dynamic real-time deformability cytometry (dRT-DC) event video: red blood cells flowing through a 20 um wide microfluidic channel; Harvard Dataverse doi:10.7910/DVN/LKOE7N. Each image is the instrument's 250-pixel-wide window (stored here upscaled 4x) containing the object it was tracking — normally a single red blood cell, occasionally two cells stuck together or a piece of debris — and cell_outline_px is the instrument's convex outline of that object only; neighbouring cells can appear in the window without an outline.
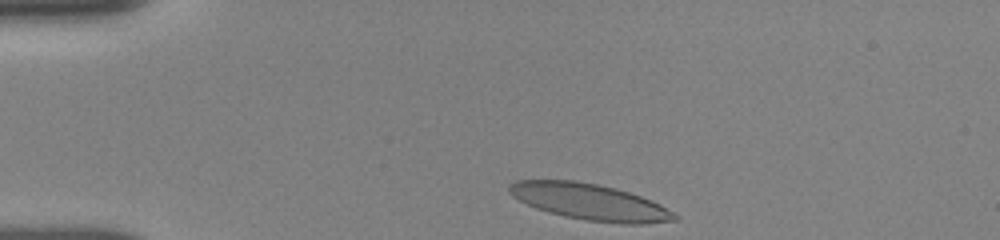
{"species": "human", "species_latin": "Homo sapiens", "temperature_condition": "room temperature", "stored_images_in_passage": 31, "camera_frame_rate_fps": 3000, "um_per_image_px": 0.085, "donor": {"sex": "female"}, "frame": {"image": 1, "passage_image": 1, "time_ms": 0.0, "image_size_px": [1000, 240], "cell_outline_px": [[680, 216], [676, 220], [640, 224], [620, 224], [588, 220], [564, 216], [548, 212], [536, 208], [512, 196], [508, 192], [508, 184], [516, 180], [576, 180], [616, 188], [640, 196], [660, 204]], "centroid_in_image_um": [50.12, 17.15], "position_along_channel_um": 34.9, "area_um2": 34.85}}
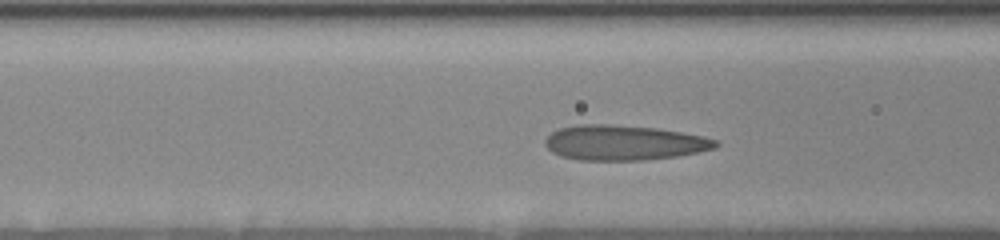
{"frame": {"image": 2, "passage_image": 19, "time_ms": 3.333, "image_size_px": [1000, 240], "cell_outline_px": [[720, 144], [716, 148], [676, 156], [644, 160], [580, 160], [560, 156], [552, 152], [544, 144], [544, 140], [552, 132], [560, 128], [580, 124], [612, 124], [656, 128], [704, 136], [716, 140]], "centroid_in_image_um": [53.02, 12.13], "position_along_channel_um": 113.6, "area_um2": 34.8}}
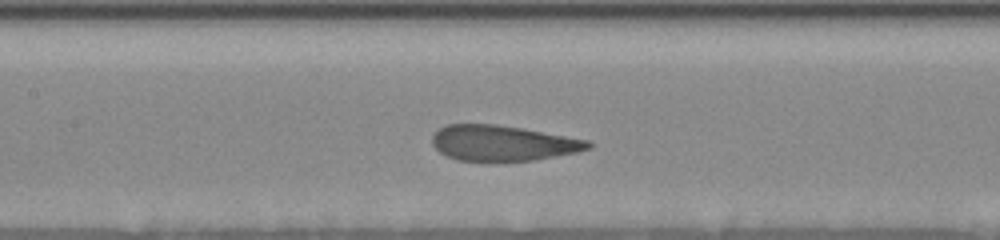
{"frame": {"image": 3, "passage_image": 26, "time_ms": 4.667, "image_size_px": [1000, 240], "cell_outline_px": [[592, 148], [576, 152], [536, 160], [488, 164], [456, 160], [440, 152], [432, 144], [432, 136], [440, 128], [448, 124], [496, 124], [520, 128], [588, 140], [592, 144]], "centroid_in_image_um": [42.7, 12.21], "position_along_channel_um": 164.7, "area_um2": 32.95}}